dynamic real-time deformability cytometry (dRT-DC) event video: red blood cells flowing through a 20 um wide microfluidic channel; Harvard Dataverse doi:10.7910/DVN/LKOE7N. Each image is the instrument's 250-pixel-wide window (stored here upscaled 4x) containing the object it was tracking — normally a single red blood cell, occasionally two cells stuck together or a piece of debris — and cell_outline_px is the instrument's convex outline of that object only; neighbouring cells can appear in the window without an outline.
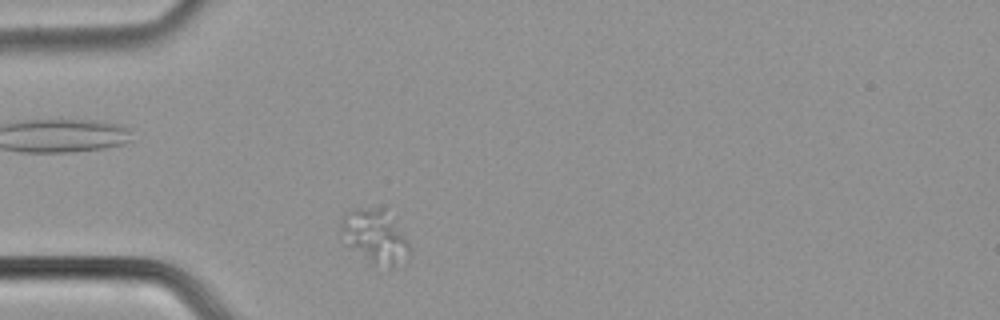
{"species": "common noctule bat (a hibernating species)", "species_latin": "Nyctalus noctula", "temperature_condition": "cold", "stored_images_in_passage": 39, "camera_frame_rate_fps": 3000, "um_per_image_px": 0.085, "animal": {"sex": "male", "body_mass_g": 21.5, "forearm_length_mm": 52.0}, "frame": {"image": 1, "passage_image": 2, "time_ms": 0.333, "image_size_px": [1000, 320], "cell_outline_px": [[412, 252], [396, 268], [392, 268], [372, 264], [348, 244], [340, 232], [340, 216], [348, 208], [388, 204], [408, 240], [412, 248]], "centroid_in_image_um": [31.93, 19.97], "position_along_channel_um": 53.1, "area_um2": 23.12}}
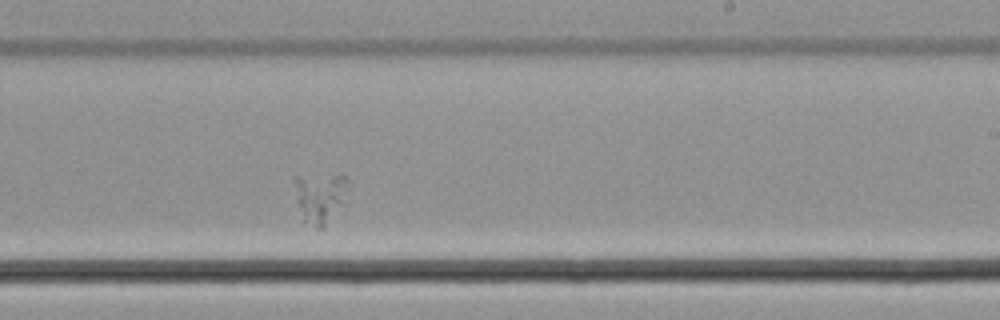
{"frame": {"image": 2, "passage_image": 19, "time_ms": 6.0, "image_size_px": [1000, 320], "cell_outline_px": [[348, 180], [340, 200], [324, 228], [316, 228], [300, 224], [292, 180], [292, 176], [344, 176]], "centroid_in_image_um": [26.99, 16.84], "position_along_channel_um": 262.0, "area_um2": 15.43}}
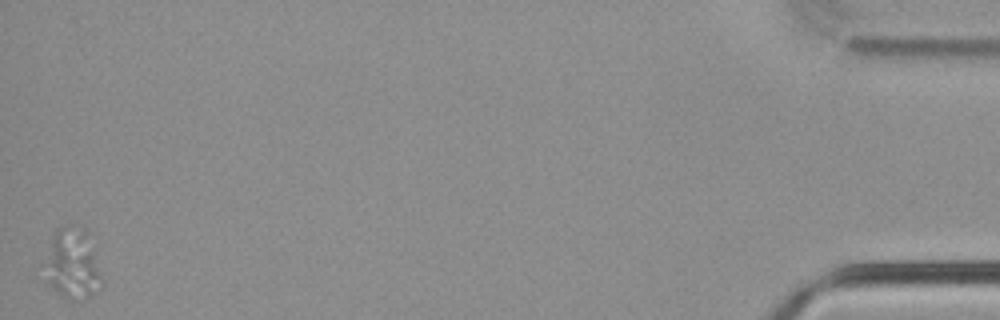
{"frame": {"image": 3, "passage_image": 39, "time_ms": 12.667, "image_size_px": [1000, 320], "cell_outline_px": [[104, 284], [92, 296], [84, 300], [68, 300], [60, 296], [48, 284], [48, 260], [52, 236], [56, 228], [60, 224], [84, 228], [92, 232], [104, 280]], "centroid_in_image_um": [6.3, 22.41], "position_along_channel_um": 428.9, "area_um2": 24.33}}